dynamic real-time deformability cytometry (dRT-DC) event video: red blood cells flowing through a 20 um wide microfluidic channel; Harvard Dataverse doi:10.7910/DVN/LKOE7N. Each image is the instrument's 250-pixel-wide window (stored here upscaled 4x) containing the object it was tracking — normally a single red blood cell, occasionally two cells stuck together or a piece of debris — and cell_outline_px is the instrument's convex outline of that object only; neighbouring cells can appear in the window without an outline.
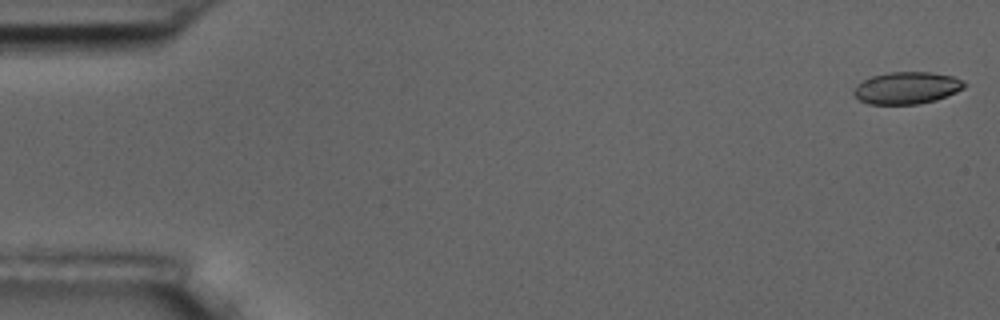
{"species": "common noctule bat (a hibernating species)", "species_latin": "Nyctalus noctula", "temperature_condition": "room temperature", "stored_images_in_passage": 5, "camera_frame_rate_fps": 3000, "um_per_image_px": 0.085, "animal": {"sex": "male", "body_mass_g": 17.5, "forearm_length_mm": 52.3}, "frame": {"image": 1, "passage_image": 1, "time_ms": 0.0, "image_size_px": [1000, 320], "cell_outline_px": [[968, 84], [964, 88], [956, 92], [936, 100], [916, 104], [868, 104], [860, 100], [852, 92], [856, 84], [872, 76], [888, 72], [932, 72], [952, 76], [964, 80]], "centroid_in_image_um": [77.09, 7.46], "position_along_channel_um": 7.9, "area_um2": 20.75}}
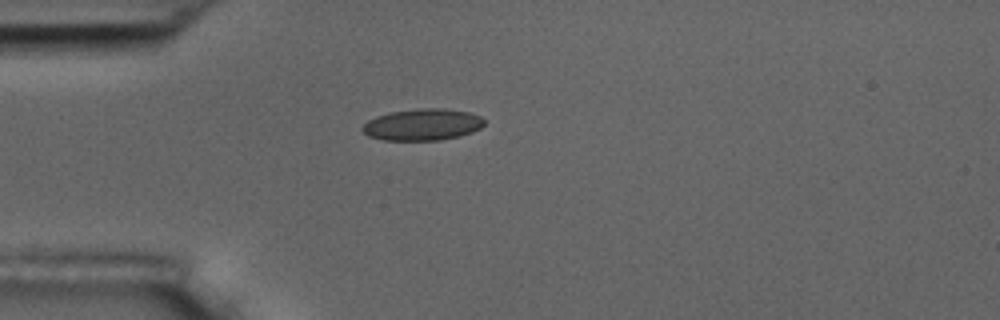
{"frame": {"image": 2, "passage_image": 5, "time_ms": 4.667, "image_size_px": [1000, 320], "cell_outline_px": [[484, 124], [480, 128], [472, 132], [460, 136], [440, 140], [384, 140], [368, 136], [360, 128], [368, 120], [376, 116], [392, 112], [420, 108], [444, 108], [468, 112], [480, 116], [484, 120]], "centroid_in_image_um": [35.91, 10.59], "position_along_channel_um": 49.1, "area_um2": 22.43}}